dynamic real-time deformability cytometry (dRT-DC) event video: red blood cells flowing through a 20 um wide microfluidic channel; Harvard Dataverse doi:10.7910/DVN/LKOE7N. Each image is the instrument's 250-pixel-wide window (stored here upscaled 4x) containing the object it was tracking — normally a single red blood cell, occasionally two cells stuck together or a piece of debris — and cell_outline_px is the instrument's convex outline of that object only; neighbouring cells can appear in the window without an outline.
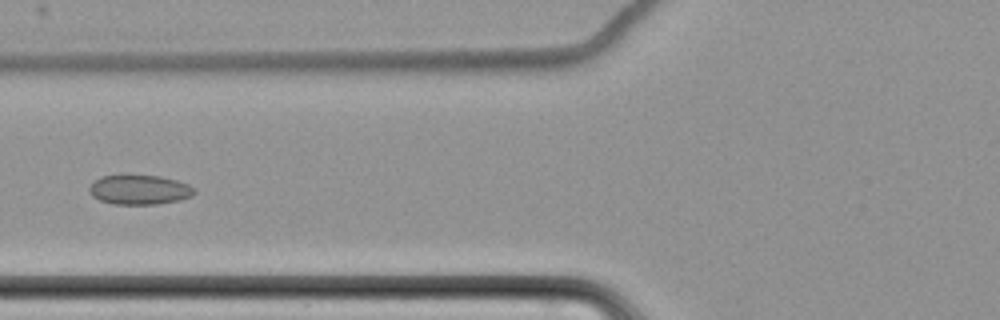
{"species": "common noctule bat (a hibernating species)", "species_latin": "Nyctalus noctula", "temperature_condition": "cold", "stored_images_in_passage": 9, "camera_frame_rate_fps": 3000, "um_per_image_px": 0.085, "animal": {"sex": "female", "body_mass_g": 22.7, "forearm_length_mm": 54.2}, "frame": {"image": 1, "passage_image": 9, "time_ms": 9.667, "image_size_px": [1000, 320], "cell_outline_px": [[196, 192], [192, 196], [180, 200], [156, 204], [112, 204], [100, 200], [92, 196], [88, 192], [88, 188], [100, 176], [160, 176], [176, 180], [188, 184]], "centroid_in_image_um": [11.84, 16.14], "position_along_channel_um": 114.0, "area_um2": 17.92}}